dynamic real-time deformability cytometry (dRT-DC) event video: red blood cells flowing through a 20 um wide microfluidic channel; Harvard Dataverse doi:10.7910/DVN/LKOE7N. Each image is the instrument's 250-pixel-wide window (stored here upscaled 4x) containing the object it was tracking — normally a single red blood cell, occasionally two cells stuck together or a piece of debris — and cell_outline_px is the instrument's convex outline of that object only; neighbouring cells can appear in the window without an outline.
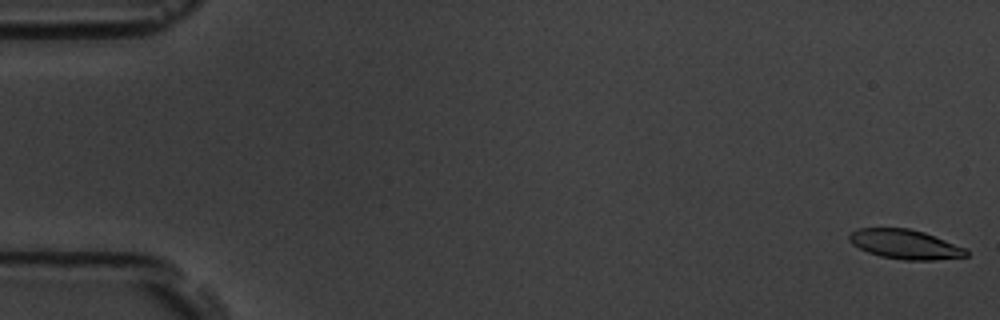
{"species": "common noctule bat (a hibernating species)", "species_latin": "Nyctalus noctula", "temperature_condition": "room temperature", "stored_images_in_passage": 56, "camera_frame_rate_fps": 3000, "um_per_image_px": 0.085, "animal": {"sex": "male", "body_mass_g": 19.5, "forearm_length_mm": 54.6}, "frame": {"image": 1, "passage_image": 1, "time_ms": 0.0, "image_size_px": [1000, 320], "cell_outline_px": [[968, 256], [932, 260], [904, 260], [880, 256], [868, 252], [852, 244], [848, 240], [848, 236], [852, 232], [860, 228], [908, 228], [924, 232], [968, 248]], "centroid_in_image_um": [76.96, 20.76], "position_along_channel_um": 8.0, "area_um2": 20.11}}
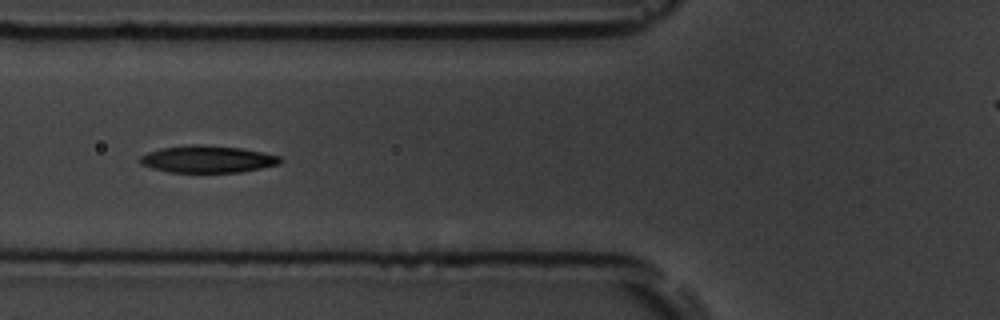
{"frame": {"image": 2, "passage_image": 21, "time_ms": 6.667, "image_size_px": [1000, 320], "cell_outline_px": [[284, 160], [280, 164], [240, 172], [168, 172], [152, 168], [140, 164], [140, 156], [148, 152], [160, 148], [192, 144], [240, 148], [264, 152], [280, 156]], "centroid_in_image_um": [17.65, 13.53], "position_along_channel_um": 108.2, "area_um2": 22.08}}
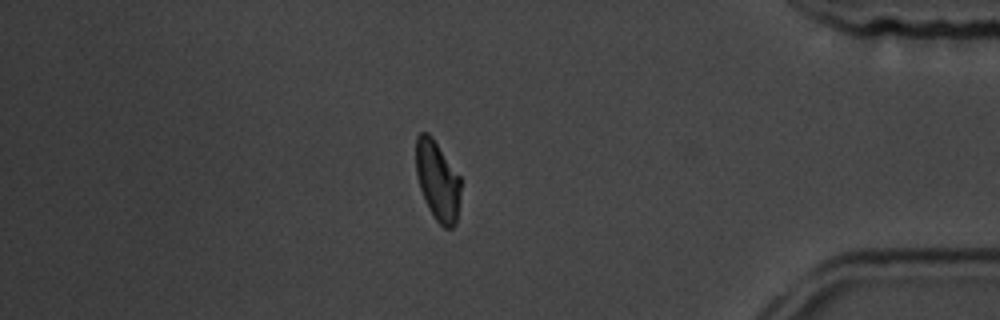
{"frame": {"image": 3, "passage_image": 47, "time_ms": 15.333, "image_size_px": [1000, 320], "cell_outline_px": [[460, 192], [456, 224], [452, 228], [444, 228], [436, 220], [428, 208], [420, 188], [416, 172], [416, 136], [420, 132], [428, 132], [432, 136], [460, 176]], "centroid_in_image_um": [37.19, 15.34], "position_along_channel_um": 398.0, "area_um2": 20.75}, "authors_computed_cell_mechanics": {"area_um2": 21.1837, "velocity_mm_per_s": 3.7419, "shape_relaxation_time_tau1_ms": 2.0007, "shape_relaxation_time_tau2_ms": 4.838, "deformation_change_tau1": 0.1259, "deformation_change_tau2": 0.1111}}